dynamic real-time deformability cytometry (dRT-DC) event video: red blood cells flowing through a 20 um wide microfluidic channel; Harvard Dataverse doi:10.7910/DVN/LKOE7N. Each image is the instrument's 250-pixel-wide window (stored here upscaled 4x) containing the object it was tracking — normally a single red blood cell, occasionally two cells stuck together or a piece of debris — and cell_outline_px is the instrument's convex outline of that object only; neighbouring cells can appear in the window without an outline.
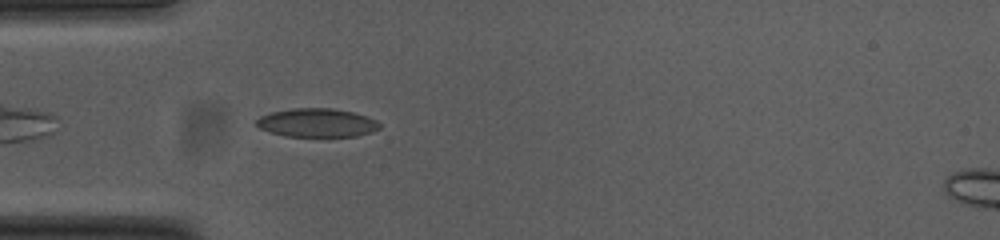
{"species": "common noctule bat (a hibernating species)", "species_latin": "Nyctalus noctula", "temperature_condition": "cold", "stored_images_in_passage": 39, "camera_frame_rate_fps": 3000, "um_per_image_px": 0.085, "animal": {"sex": "female", "body_mass_g": 23.0, "forearm_length_mm": 53.4}, "frame": {"image": 1, "passage_image": 1, "time_ms": 0.0, "image_size_px": [1000, 240], "cell_outline_px": [[380, 128], [372, 132], [356, 136], [284, 136], [260, 128], [256, 124], [256, 120], [260, 116], [272, 112], [292, 108], [332, 108], [352, 112], [376, 120], [380, 124]], "centroid_in_image_um": [26.94, 10.43], "position_along_channel_um": 58.1, "area_um2": 20.35}}
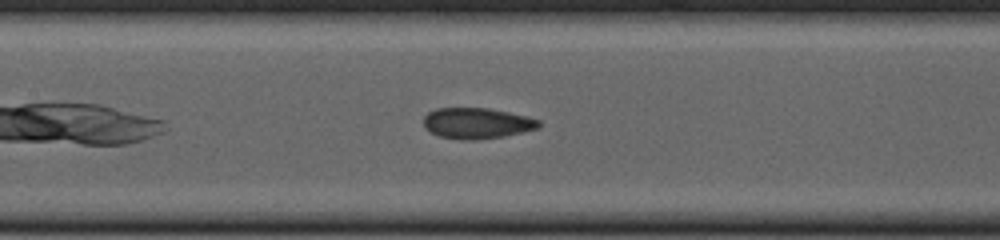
{"frame": {"image": 2, "passage_image": 10, "time_ms": 3.0, "image_size_px": [1000, 240], "cell_outline_px": [[540, 128], [504, 136], [476, 140], [464, 140], [440, 136], [424, 128], [424, 116], [428, 112], [436, 108], [488, 108], [528, 116], [540, 120]], "centroid_in_image_um": [40.55, 10.47], "position_along_channel_um": 166.9, "area_um2": 20.75}}
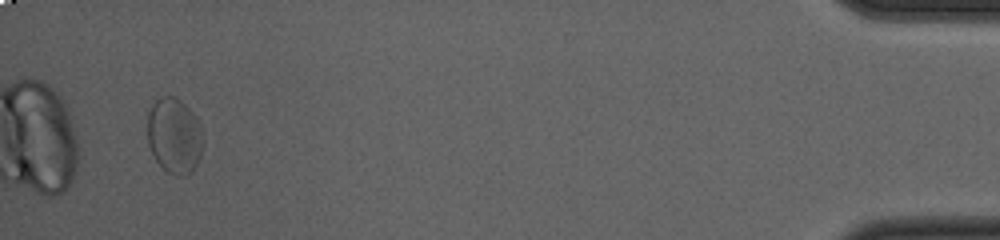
{"frame": {"image": 3, "passage_image": 37, "time_ms": 12.0, "image_size_px": [1000, 240], "cell_outline_px": [[204, 144], [200, 156], [192, 172], [184, 176], [176, 176], [168, 172], [156, 160], [148, 144], [148, 112], [152, 104], [160, 96], [172, 96], [180, 100], [200, 120]], "centroid_in_image_um": [14.84, 11.53], "position_along_channel_um": 420.4, "area_um2": 24.68}, "authors_computed_cell_mechanics": {"area_um2": 21.2704, "velocity_mm_per_s": 3.7159, "shape_relaxation_time_tau1_ms": 7.732, "shape_relaxation_time_tau2_ms": 2.1371, "deformation_change_tau1": 0.1382, "deformation_change_tau2": 0.0591}}